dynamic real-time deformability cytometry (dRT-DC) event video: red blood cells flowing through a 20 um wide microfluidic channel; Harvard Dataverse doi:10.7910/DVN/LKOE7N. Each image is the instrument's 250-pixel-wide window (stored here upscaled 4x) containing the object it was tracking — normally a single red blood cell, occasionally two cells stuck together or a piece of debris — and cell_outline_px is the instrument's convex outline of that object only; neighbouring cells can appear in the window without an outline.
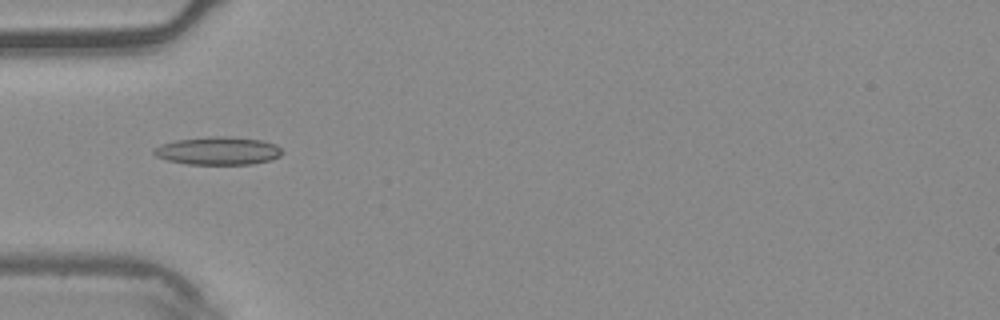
{"species": "common noctule bat (a hibernating species)", "species_latin": "Nyctalus noctula", "temperature_condition": "warm", "stored_images_in_passage": 7, "camera_frame_rate_fps": 3000, "um_per_image_px": 0.085, "animal": {"sex": "male", "body_mass_g": 20.4}, "frame": {"image": 1, "passage_image": 2, "time_ms": 0.333, "image_size_px": [1000, 320], "cell_outline_px": [[284, 152], [280, 156], [272, 160], [252, 164], [184, 164], [168, 160], [156, 156], [152, 152], [152, 148], [160, 144], [176, 140], [212, 136], [228, 136], [260, 140], [276, 144]], "centroid_in_image_um": [18.53, 12.82], "position_along_channel_um": 66.5, "area_um2": 21.1}}
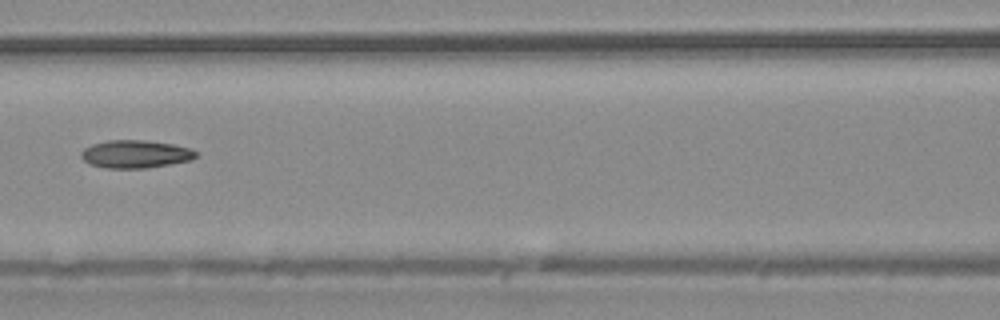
{"frame": {"image": 2, "passage_image": 4, "time_ms": 1.0, "image_size_px": [1000, 320], "cell_outline_px": [[196, 156], [192, 160], [144, 168], [104, 168], [88, 164], [80, 156], [80, 152], [84, 148], [92, 144], [108, 140], [144, 140], [172, 144], [192, 148], [196, 152]], "centroid_in_image_um": [11.48, 13.09], "position_along_channel_um": 155.1, "area_um2": 18.67}}
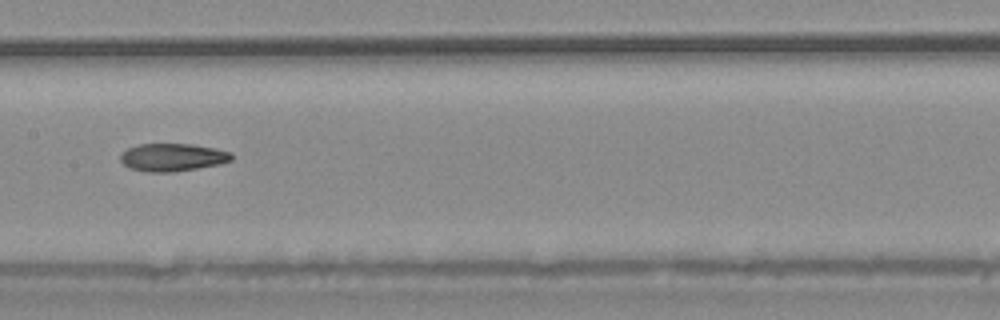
{"frame": {"image": 3, "passage_image": 5, "time_ms": 1.333, "image_size_px": [1000, 320], "cell_outline_px": [[232, 160], [220, 164], [172, 172], [148, 172], [128, 168], [120, 160], [120, 152], [128, 148], [140, 144], [192, 144], [216, 148], [232, 152]], "centroid_in_image_um": [14.65, 13.37], "position_along_channel_um": 192.7, "area_um2": 18.09}}